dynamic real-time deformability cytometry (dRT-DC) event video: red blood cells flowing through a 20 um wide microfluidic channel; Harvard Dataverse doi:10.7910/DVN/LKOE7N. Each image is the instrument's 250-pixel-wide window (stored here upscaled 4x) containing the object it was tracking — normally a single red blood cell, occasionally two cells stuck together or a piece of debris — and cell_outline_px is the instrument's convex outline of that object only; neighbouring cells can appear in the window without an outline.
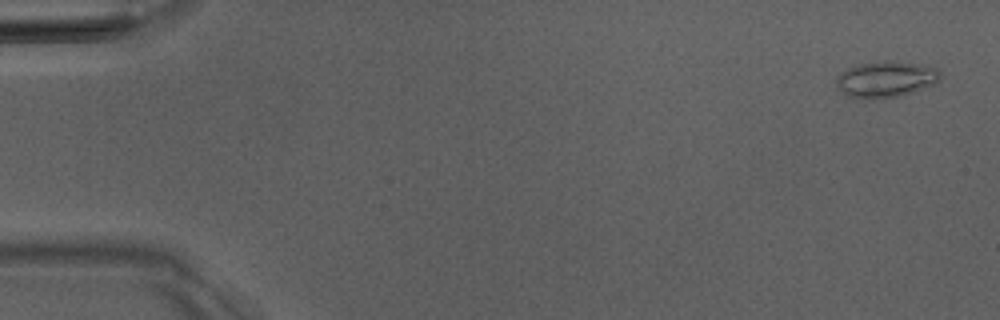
{"species": "Egyptian fruit bat (a non-hibernating species)", "species_latin": "Rousettus aegyptiacus", "temperature_condition": "room temperature", "stored_images_in_passage": 2, "camera_frame_rate_fps": 3000, "um_per_image_px": 0.085, "animal": {"sex": "male"}, "frame": {"image": 1, "passage_image": 1, "time_ms": 0.0, "image_size_px": [1000, 320], "cell_outline_px": [[940, 76], [932, 84], [912, 92], [896, 96], [844, 96], [836, 84], [836, 80], [840, 72], [848, 68], [860, 64], [888, 60], [928, 64], [936, 68], [940, 72]], "centroid_in_image_um": [75.3, 6.68], "position_along_channel_um": 9.7, "area_um2": 21.21}}